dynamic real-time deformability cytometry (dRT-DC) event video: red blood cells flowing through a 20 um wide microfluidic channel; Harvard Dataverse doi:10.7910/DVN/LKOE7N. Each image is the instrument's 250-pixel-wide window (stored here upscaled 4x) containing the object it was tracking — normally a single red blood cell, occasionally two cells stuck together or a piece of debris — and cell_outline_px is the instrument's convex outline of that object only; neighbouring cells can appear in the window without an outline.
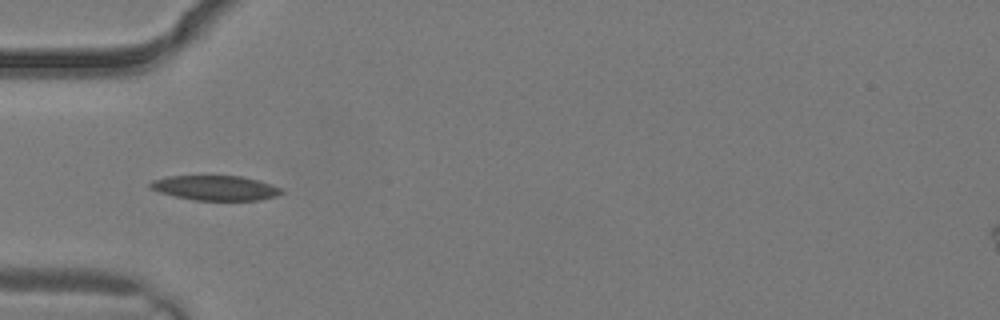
{"species": "common noctule bat (a hibernating species)", "species_latin": "Nyctalus noctula", "temperature_condition": "warm", "stored_images_in_passage": 3, "camera_frame_rate_fps": 3000, "um_per_image_px": 0.085, "animal": {"sex": "male", "body_mass_g": 19.2, "forearm_length_mm": 51.8}, "frame": {"image": 1, "passage_image": 3, "time_ms": 0.667, "image_size_px": [1000, 320], "cell_outline_px": [[284, 192], [276, 196], [260, 200], [192, 200], [160, 192], [148, 188], [148, 184], [152, 180], [168, 176], [240, 176], [256, 180], [280, 188]], "centroid_in_image_um": [18.25, 15.98], "position_along_channel_um": 66.7, "area_um2": 18.79}}